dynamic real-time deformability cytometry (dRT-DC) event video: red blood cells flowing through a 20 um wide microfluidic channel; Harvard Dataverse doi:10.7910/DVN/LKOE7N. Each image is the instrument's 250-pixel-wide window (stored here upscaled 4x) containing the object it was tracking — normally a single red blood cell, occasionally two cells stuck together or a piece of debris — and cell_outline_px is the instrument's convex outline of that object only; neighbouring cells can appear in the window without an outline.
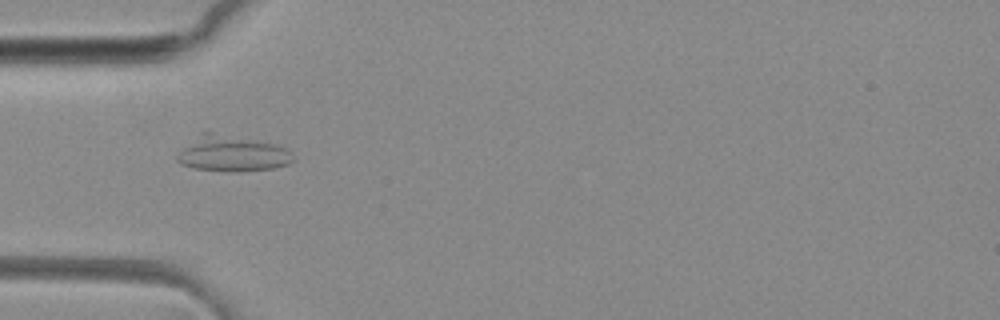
{"species": "common noctule bat (a hibernating species)", "species_latin": "Nyctalus noctula", "temperature_condition": "room temperature", "stored_images_in_passage": 36, "camera_frame_rate_fps": 3000, "um_per_image_px": 0.085, "animal": {"sex": "female", "body_mass_g": 29.2, "forearm_length_mm": 56.3}, "frame": {"image": 1, "passage_image": 2, "time_ms": 0.333, "image_size_px": [1000, 320], "cell_outline_px": [[296, 160], [288, 164], [276, 168], [232, 172], [192, 168], [180, 164], [176, 160], [176, 156], [204, 128], [276, 144], [288, 148]], "centroid_in_image_um": [19.75, 13.02], "position_along_channel_um": 65.3, "area_um2": 24.97}}
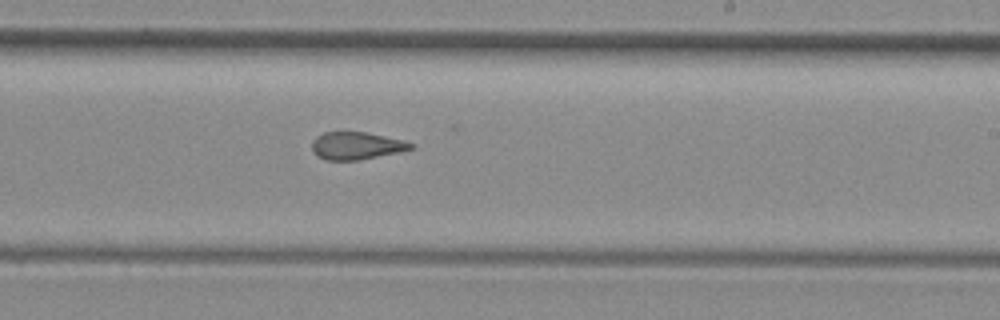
{"frame": {"image": 2, "passage_image": 16, "time_ms": 5.0, "image_size_px": [1000, 320], "cell_outline_px": [[416, 148], [400, 152], [360, 160], [328, 160], [316, 156], [312, 148], [312, 140], [316, 136], [324, 132], [368, 132], [404, 140], [416, 144]], "centroid_in_image_um": [30.34, 12.38], "position_along_channel_um": 258.7, "area_um2": 16.13}}
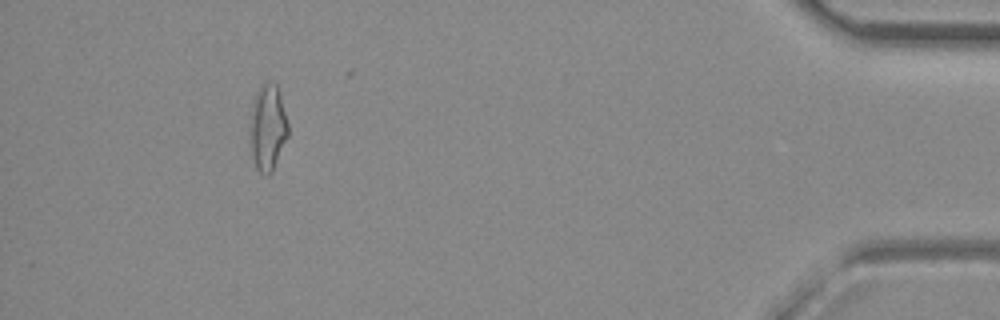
{"frame": {"image": 3, "passage_image": 32, "time_ms": 10.333, "image_size_px": [1000, 320], "cell_outline_px": [[288, 136], [272, 172], [268, 176], [260, 172], [256, 168], [252, 156], [248, 132], [248, 124], [252, 100], [260, 84], [276, 84], [280, 96], [288, 124]], "centroid_in_image_um": [22.7, 10.87], "position_along_channel_um": 412.5, "area_um2": 19.42}}